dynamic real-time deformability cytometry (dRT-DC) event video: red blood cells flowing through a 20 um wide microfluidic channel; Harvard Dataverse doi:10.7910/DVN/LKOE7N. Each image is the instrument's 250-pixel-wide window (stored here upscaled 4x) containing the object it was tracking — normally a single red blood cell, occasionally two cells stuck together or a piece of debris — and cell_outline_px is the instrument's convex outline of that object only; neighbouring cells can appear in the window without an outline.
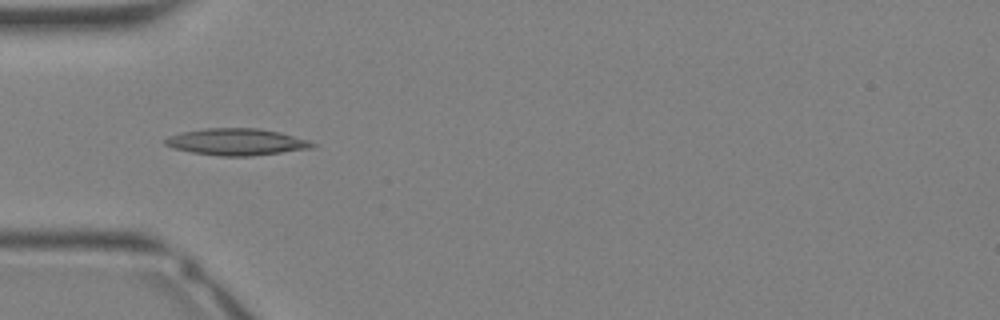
{"species": "Egyptian fruit bat (a non-hibernating species)", "species_latin": "Rousettus aegyptiacus", "temperature_condition": "warm", "stored_images_in_passage": 33, "camera_frame_rate_fps": 3000, "um_per_image_px": 0.085, "animal": {"sex": "female"}, "frame": {"image": 1, "passage_image": 10, "time_ms": 3.0, "image_size_px": [1000, 320], "cell_outline_px": [[316, 144], [312, 148], [252, 156], [220, 156], [192, 152], [176, 148], [164, 144], [164, 140], [168, 136], [184, 132], [204, 128], [260, 128], [280, 132], [308, 140]], "centroid_in_image_um": [20.12, 12.06], "position_along_channel_um": 64.9, "area_um2": 22.77}}
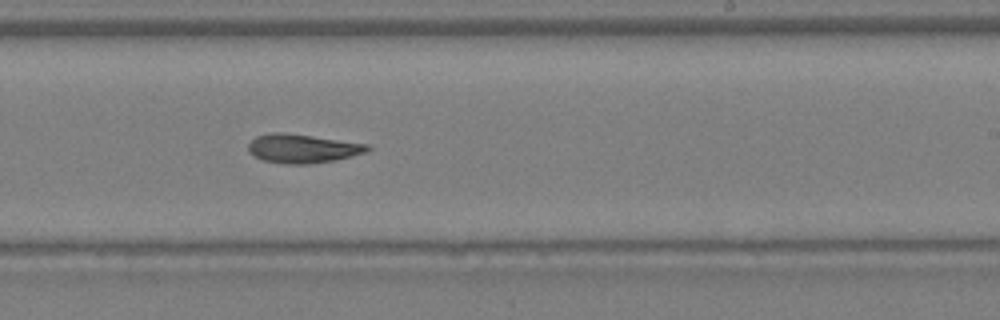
{"frame": {"image": 2, "passage_image": 20, "time_ms": 6.333, "image_size_px": [1000, 320], "cell_outline_px": [[372, 148], [364, 152], [352, 156], [336, 160], [308, 164], [284, 164], [264, 160], [248, 152], [248, 144], [256, 136], [268, 132], [280, 132], [312, 136], [372, 144]], "centroid_in_image_um": [25.73, 12.62], "position_along_channel_um": 263.3, "area_um2": 20.11}}
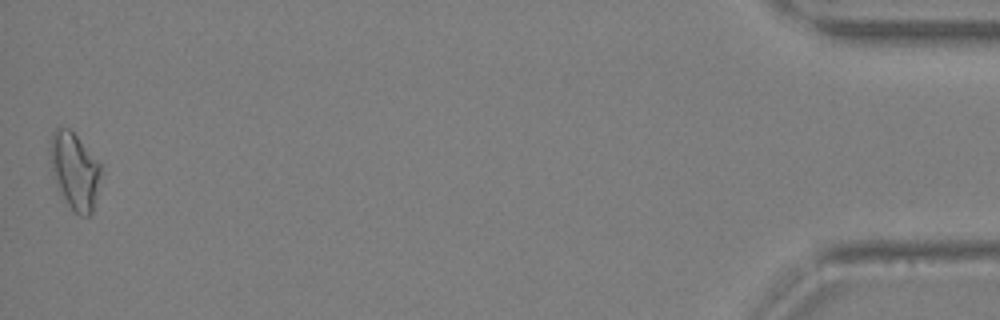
{"frame": {"image": 3, "passage_image": 33, "time_ms": 10.667, "image_size_px": [1000, 320], "cell_outline_px": [[104, 172], [92, 212], [88, 216], [80, 216], [68, 204], [52, 176], [48, 152], [48, 140], [52, 132], [56, 128], [68, 128], [76, 136], [100, 164]], "centroid_in_image_um": [6.33, 14.51], "position_along_channel_um": 428.9, "area_um2": 22.95}}